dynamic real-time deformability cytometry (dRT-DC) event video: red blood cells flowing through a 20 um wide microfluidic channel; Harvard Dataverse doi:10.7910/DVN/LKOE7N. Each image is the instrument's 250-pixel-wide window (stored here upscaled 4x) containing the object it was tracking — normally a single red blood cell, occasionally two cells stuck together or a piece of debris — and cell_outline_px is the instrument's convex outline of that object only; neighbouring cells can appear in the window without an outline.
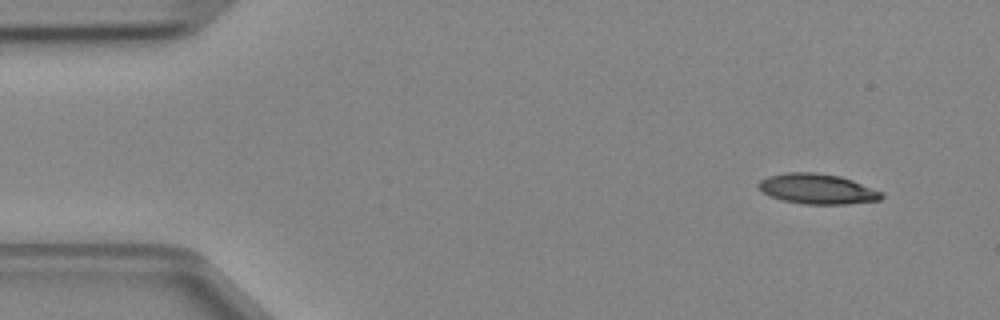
{"species": "Egyptian fruit bat (a non-hibernating species)", "species_latin": "Rousettus aegyptiacus", "temperature_condition": "cold", "stored_images_in_passage": 6, "camera_frame_rate_fps": 3000, "um_per_image_px": 0.085, "animal": {"sex": "female"}, "frame": {"image": 1, "passage_image": 1, "time_ms": 0.0, "image_size_px": [1000, 320], "cell_outline_px": [[884, 196], [880, 200], [848, 204], [804, 204], [784, 200], [772, 196], [764, 192], [756, 184], [760, 180], [768, 176], [784, 172], [812, 172], [840, 176], [852, 180], [884, 192]], "centroid_in_image_um": [69.51, 16.05], "position_along_channel_um": 15.5, "area_um2": 21.62}}
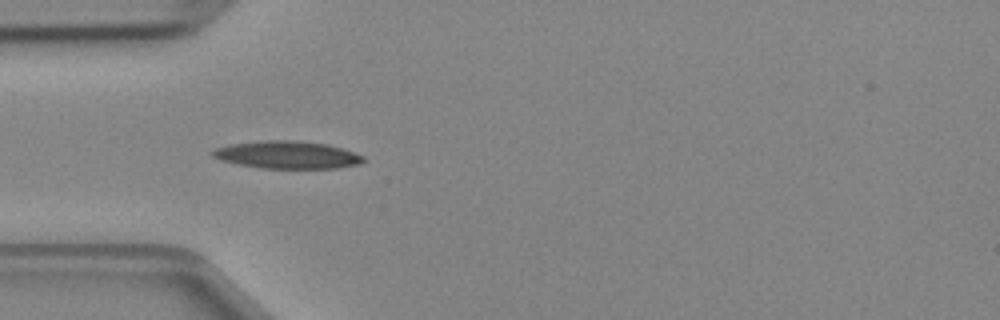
{"frame": {"image": 2, "passage_image": 4, "time_ms": 1.0, "image_size_px": [1000, 320], "cell_outline_px": [[364, 160], [360, 164], [336, 168], [260, 168], [236, 164], [220, 160], [212, 156], [208, 152], [216, 148], [228, 144], [260, 140], [300, 140], [328, 144], [364, 156]], "centroid_in_image_um": [24.35, 13.15], "position_along_channel_um": 60.7, "area_um2": 24.45}}